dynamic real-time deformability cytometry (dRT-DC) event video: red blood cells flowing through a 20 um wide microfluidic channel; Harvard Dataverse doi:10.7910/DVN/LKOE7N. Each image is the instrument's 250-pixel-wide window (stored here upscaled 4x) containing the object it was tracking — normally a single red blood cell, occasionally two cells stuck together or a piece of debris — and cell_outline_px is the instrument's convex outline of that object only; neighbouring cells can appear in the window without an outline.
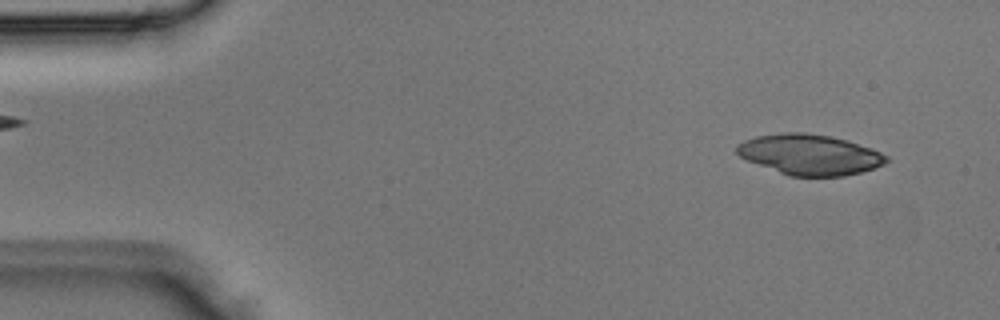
{"species": "Egyptian fruit bat (a non-hibernating species)", "species_latin": "Rousettus aegyptiacus", "temperature_condition": "room temperature", "stored_images_in_passage": 3, "camera_frame_rate_fps": 3000, "um_per_image_px": 0.085, "animal": {"sex": "male"}, "frame": {"image": 1, "passage_image": 1, "time_ms": 0.0, "image_size_px": [1000, 320], "cell_outline_px": [[888, 160], [884, 164], [860, 172], [844, 176], [788, 176], [748, 160], [740, 156], [736, 152], [736, 144], [744, 140], [756, 136], [784, 132], [804, 132], [828, 136], [848, 140], [872, 148], [888, 156]], "centroid_in_image_um": [68.82, 13.13], "position_along_channel_um": 16.2, "area_um2": 35.2}}